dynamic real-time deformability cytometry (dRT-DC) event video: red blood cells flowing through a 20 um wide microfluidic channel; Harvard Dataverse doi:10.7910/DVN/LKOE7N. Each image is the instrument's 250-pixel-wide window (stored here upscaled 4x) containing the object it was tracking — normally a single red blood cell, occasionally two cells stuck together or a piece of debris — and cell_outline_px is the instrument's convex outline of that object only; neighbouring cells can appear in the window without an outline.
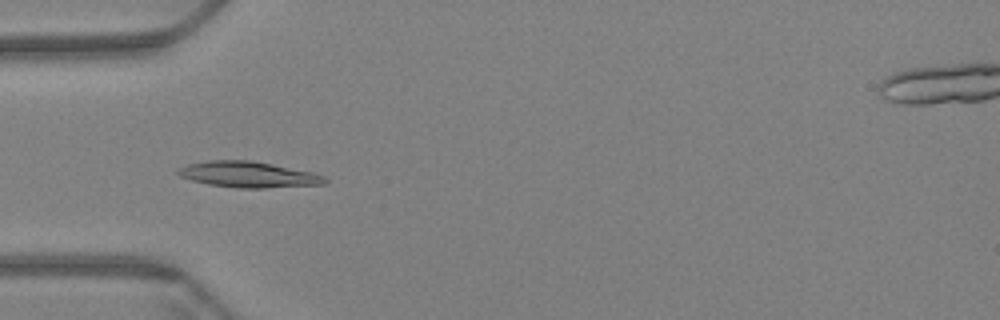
{"species": "Egyptian fruit bat (a non-hibernating species)", "species_latin": "Rousettus aegyptiacus", "temperature_condition": "warm", "stored_images_in_passage": 61, "camera_frame_rate_fps": 3000, "um_per_image_px": 0.085, "animal": {"sex": "female"}, "frame": {"image": 1, "passage_image": 20, "time_ms": 6.333, "image_size_px": [1000, 320], "cell_outline_px": [[328, 180], [324, 184], [264, 188], [236, 188], [208, 184], [192, 180], [180, 176], [176, 172], [176, 168], [188, 164], [208, 160], [252, 160], [312, 172], [324, 176]], "centroid_in_image_um": [21.08, 14.83], "position_along_channel_um": 63.9, "area_um2": 22.2}}
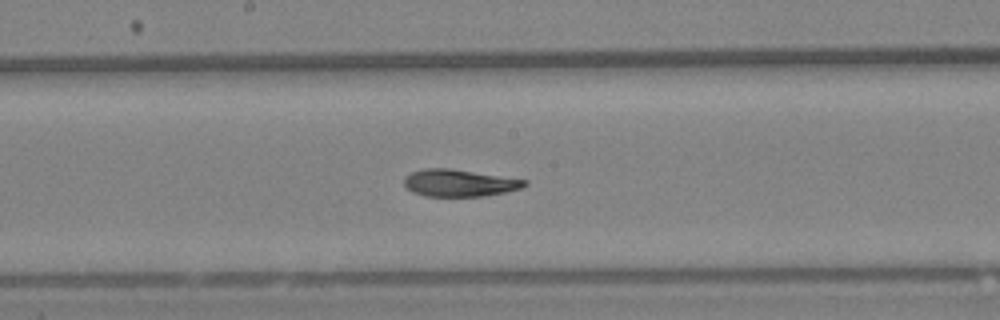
{"frame": {"image": 2, "passage_image": 33, "time_ms": 10.667, "image_size_px": [1000, 320], "cell_outline_px": [[528, 184], [524, 188], [484, 196], [424, 196], [412, 192], [404, 184], [404, 180], [412, 172], [424, 168], [448, 168], [528, 180]], "centroid_in_image_um": [39.07, 15.56], "position_along_channel_um": 209.1, "area_um2": 18.9}}
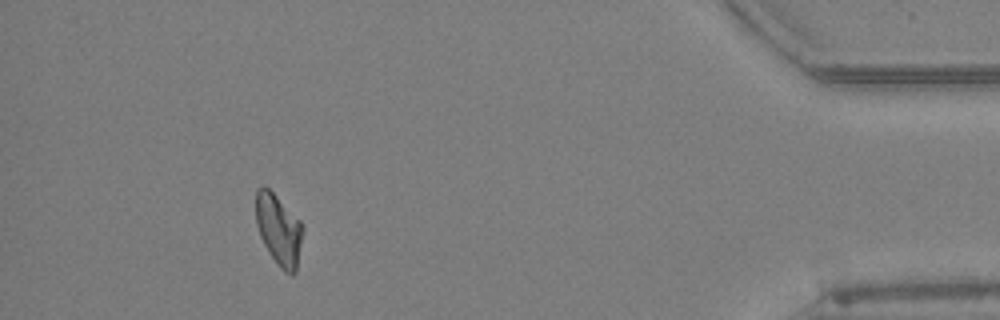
{"frame": {"image": 3, "passage_image": 56, "time_ms": 18.333, "image_size_px": [1000, 320], "cell_outline_px": [[304, 232], [296, 272], [292, 276], [284, 272], [280, 268], [264, 244], [260, 236], [256, 224], [256, 188], [264, 184], [304, 224]], "centroid_in_image_um": [23.71, 19.53], "position_along_channel_um": 411.5, "area_um2": 19.59}, "authors_computed_cell_mechanics": {"area_um2": 19.8832, "velocity_mm_per_s": 3.3962, "shape_relaxation_time_tau1_ms": 9.5332, "shape_relaxation_time_tau2_ms": 5.2102, "deformation_change_tau1": 0.2304, "deformation_change_tau2": 0.1022}}